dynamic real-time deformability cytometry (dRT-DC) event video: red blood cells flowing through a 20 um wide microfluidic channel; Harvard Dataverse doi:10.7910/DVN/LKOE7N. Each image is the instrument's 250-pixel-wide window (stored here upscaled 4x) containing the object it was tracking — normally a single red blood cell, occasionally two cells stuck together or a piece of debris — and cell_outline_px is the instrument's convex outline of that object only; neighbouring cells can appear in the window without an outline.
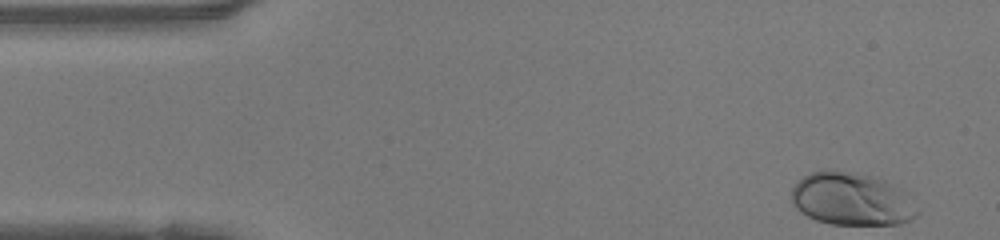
{"species": "human", "species_latin": "Homo sapiens", "temperature_condition": "warm", "stored_images_in_passage": 38, "camera_frame_rate_fps": 3000, "um_per_image_px": 0.085, "donor": {"sex": "female"}, "frame": {"image": 1, "passage_image": 1, "time_ms": 0.0, "image_size_px": [1000, 240], "cell_outline_px": [[920, 212], [916, 216], [900, 224], [832, 224], [816, 220], [800, 212], [792, 200], [792, 188], [808, 172], [824, 168], [832, 168], [868, 176], [884, 180]], "centroid_in_image_um": [72.26, 16.92], "position_along_channel_um": 12.7, "area_um2": 37.74}}
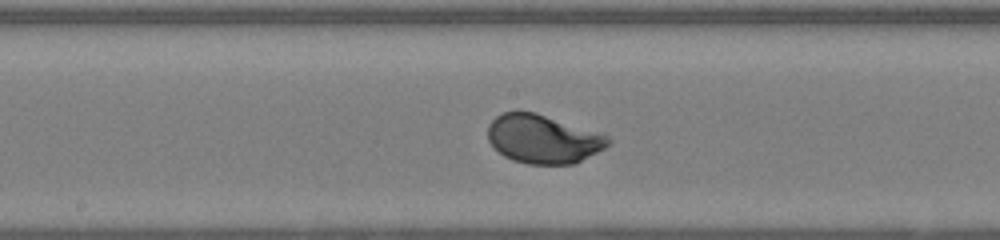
{"frame": {"image": 2, "passage_image": 22, "time_ms": 7.0, "image_size_px": [1000, 240], "cell_outline_px": [[612, 140], [604, 148], [572, 164], [528, 164], [512, 160], [504, 156], [488, 140], [488, 124], [496, 116], [504, 112], [516, 108], [536, 112], [600, 132], [608, 136]], "centroid_in_image_um": [46.13, 11.77], "position_along_channel_um": 202.1, "area_um2": 34.39}}
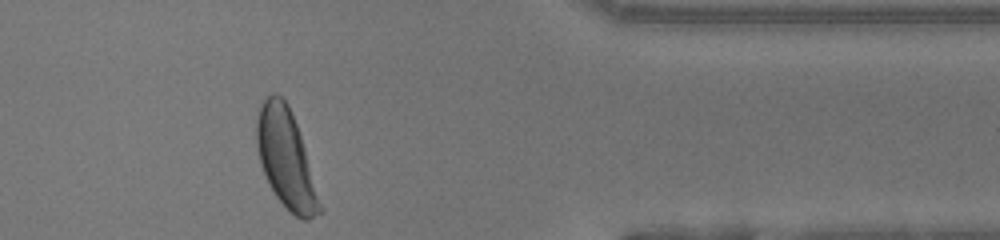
{"frame": {"image": 3, "passage_image": 37, "time_ms": 12.0, "image_size_px": [1000, 240], "cell_outline_px": [[324, 212], [308, 220], [304, 220], [296, 216], [276, 196], [268, 184], [260, 160], [256, 144], [256, 120], [260, 108], [264, 100], [272, 92], [276, 92], [288, 104], [296, 124], [324, 208]], "centroid_in_image_um": [24.32, 13.52], "position_along_channel_um": 387.1, "area_um2": 35.84}, "authors_computed_cell_mechanics": {"area_um2": 33.8708, "velocity_mm_per_s": 4.1923, "shape_relaxation_time_tau1_ms": 2.0378, "shape_relaxation_time_tau2_ms": null, "deformation_change_tau1": 0.1481, "deformation_change_tau2": null}}